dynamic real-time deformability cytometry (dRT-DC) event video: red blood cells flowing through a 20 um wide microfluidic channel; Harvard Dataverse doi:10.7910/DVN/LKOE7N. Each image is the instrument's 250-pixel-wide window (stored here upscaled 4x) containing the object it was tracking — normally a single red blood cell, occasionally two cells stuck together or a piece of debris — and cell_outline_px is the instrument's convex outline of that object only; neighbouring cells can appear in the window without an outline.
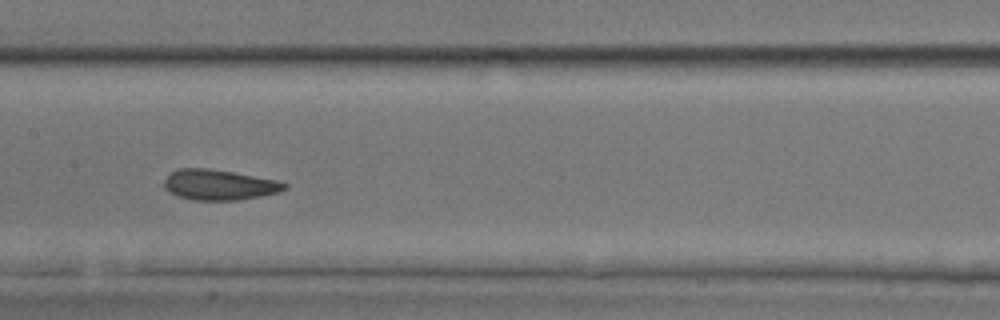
{"species": "common noctule bat (a hibernating species)", "species_latin": "Nyctalus noctula", "temperature_condition": "room temperature", "stored_images_in_passage": 19, "camera_frame_rate_fps": 3000, "um_per_image_px": 0.085, "animal": {"sex": "male", "body_mass_g": 17.9, "forearm_length_mm": 54.2}, "frame": {"image": 1, "passage_image": 11, "time_ms": 3.333, "image_size_px": [1000, 320], "cell_outline_px": [[288, 188], [276, 192], [260, 196], [236, 200], [192, 200], [180, 196], [164, 188], [164, 180], [172, 172], [180, 168], [208, 168], [232, 172], [276, 180], [288, 184]], "centroid_in_image_um": [18.63, 15.7], "position_along_channel_um": 188.8, "area_um2": 20.98}}